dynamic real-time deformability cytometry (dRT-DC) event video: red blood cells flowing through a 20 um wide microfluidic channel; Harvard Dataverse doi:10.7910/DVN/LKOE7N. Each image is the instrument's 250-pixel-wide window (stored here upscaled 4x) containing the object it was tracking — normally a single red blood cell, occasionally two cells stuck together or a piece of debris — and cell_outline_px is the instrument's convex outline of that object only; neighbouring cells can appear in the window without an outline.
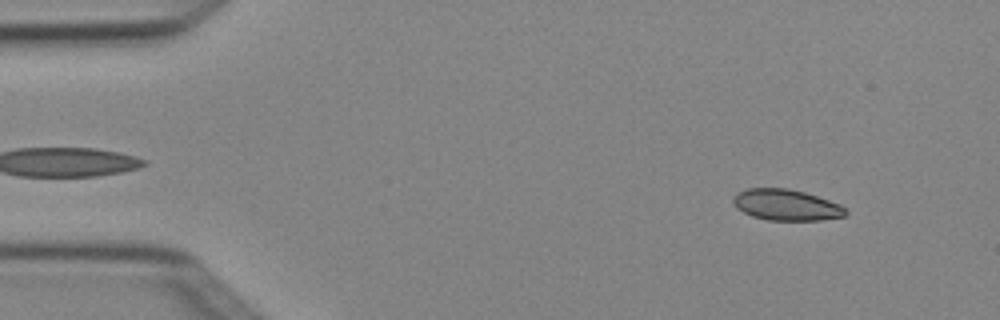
{"species": "Egyptian fruit bat (a non-hibernating species)", "species_latin": "Rousettus aegyptiacus", "temperature_condition": "cold", "stored_images_in_passage": 7, "camera_frame_rate_fps": 3000, "um_per_image_px": 0.085, "animal": {"sex": "female"}, "frame": {"image": 1, "passage_image": 2, "time_ms": 0.333, "image_size_px": [1000, 320], "cell_outline_px": [[848, 212], [844, 216], [820, 220], [768, 220], [752, 216], [736, 208], [732, 200], [740, 192], [748, 188], [788, 188], [804, 192], [840, 204]], "centroid_in_image_um": [66.83, 17.42], "position_along_channel_um": 18.2, "area_um2": 20.11}}
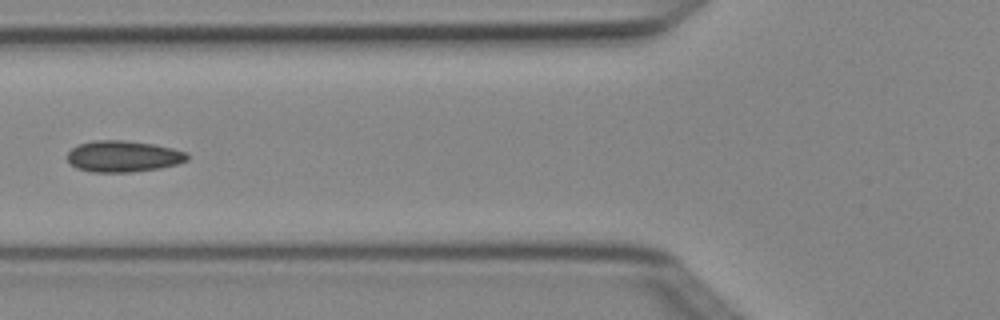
{"frame": {"image": 2, "passage_image": 6, "time_ms": 1.667, "image_size_px": [1000, 320], "cell_outline_px": [[188, 160], [176, 164], [160, 168], [132, 172], [92, 172], [76, 168], [68, 160], [68, 152], [72, 148], [80, 144], [92, 140], [124, 140], [152, 144], [172, 148], [188, 152]], "centroid_in_image_um": [10.48, 13.29], "position_along_channel_um": 115.3, "area_um2": 21.85}}
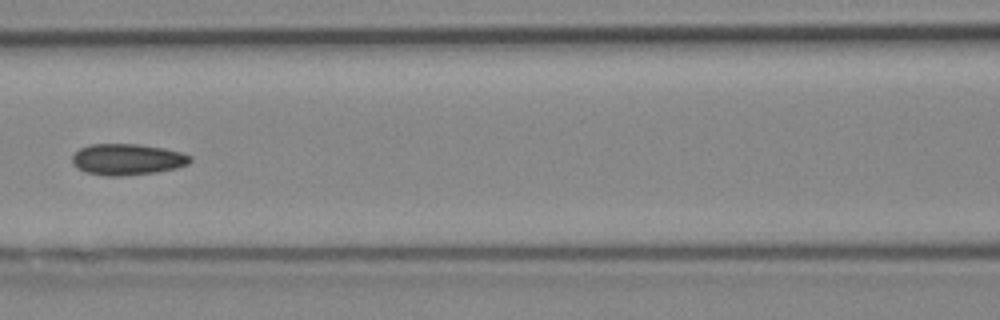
{"frame": {"image": 3, "passage_image": 7, "time_ms": 2.0, "image_size_px": [1000, 320], "cell_outline_px": [[192, 160], [188, 164], [176, 168], [156, 172], [120, 176], [104, 176], [84, 172], [76, 168], [72, 164], [72, 156], [80, 148], [88, 144], [140, 144], [164, 148], [180, 152], [192, 156]], "centroid_in_image_um": [10.79, 13.55], "position_along_channel_um": 155.8, "area_um2": 21.68}}